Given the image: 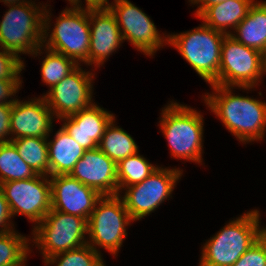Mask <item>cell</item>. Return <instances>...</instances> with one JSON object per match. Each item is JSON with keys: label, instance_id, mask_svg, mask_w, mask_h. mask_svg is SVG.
I'll return each mask as SVG.
<instances>
[{"label": "cell", "instance_id": "1", "mask_svg": "<svg viewBox=\"0 0 266 266\" xmlns=\"http://www.w3.org/2000/svg\"><path fill=\"white\" fill-rule=\"evenodd\" d=\"M211 93L203 95L204 103L240 143L264 140L266 102L249 96L235 95L233 87L210 85Z\"/></svg>", "mask_w": 266, "mask_h": 266}, {"label": "cell", "instance_id": "15", "mask_svg": "<svg viewBox=\"0 0 266 266\" xmlns=\"http://www.w3.org/2000/svg\"><path fill=\"white\" fill-rule=\"evenodd\" d=\"M53 116L43 96L28 101L17 99L12 104L10 141L21 137L47 138L53 132Z\"/></svg>", "mask_w": 266, "mask_h": 266}, {"label": "cell", "instance_id": "37", "mask_svg": "<svg viewBox=\"0 0 266 266\" xmlns=\"http://www.w3.org/2000/svg\"><path fill=\"white\" fill-rule=\"evenodd\" d=\"M262 66H263V71L266 75V47L265 50L262 52Z\"/></svg>", "mask_w": 266, "mask_h": 266}, {"label": "cell", "instance_id": "2", "mask_svg": "<svg viewBox=\"0 0 266 266\" xmlns=\"http://www.w3.org/2000/svg\"><path fill=\"white\" fill-rule=\"evenodd\" d=\"M260 212L252 209L230 220L204 243L199 266H232L262 237Z\"/></svg>", "mask_w": 266, "mask_h": 266}, {"label": "cell", "instance_id": "19", "mask_svg": "<svg viewBox=\"0 0 266 266\" xmlns=\"http://www.w3.org/2000/svg\"><path fill=\"white\" fill-rule=\"evenodd\" d=\"M54 139L47 137L49 155V176L70 174L75 164L84 155L83 149L61 126L54 134Z\"/></svg>", "mask_w": 266, "mask_h": 266}, {"label": "cell", "instance_id": "12", "mask_svg": "<svg viewBox=\"0 0 266 266\" xmlns=\"http://www.w3.org/2000/svg\"><path fill=\"white\" fill-rule=\"evenodd\" d=\"M12 217L24 215L36 226L51 210V183L49 176L37 174L30 179L0 184Z\"/></svg>", "mask_w": 266, "mask_h": 266}, {"label": "cell", "instance_id": "25", "mask_svg": "<svg viewBox=\"0 0 266 266\" xmlns=\"http://www.w3.org/2000/svg\"><path fill=\"white\" fill-rule=\"evenodd\" d=\"M36 175L32 168L21 158L11 141L0 143V184L8 181L30 179Z\"/></svg>", "mask_w": 266, "mask_h": 266}, {"label": "cell", "instance_id": "29", "mask_svg": "<svg viewBox=\"0 0 266 266\" xmlns=\"http://www.w3.org/2000/svg\"><path fill=\"white\" fill-rule=\"evenodd\" d=\"M24 60L16 54L0 48V80H12L20 78L25 68Z\"/></svg>", "mask_w": 266, "mask_h": 266}, {"label": "cell", "instance_id": "24", "mask_svg": "<svg viewBox=\"0 0 266 266\" xmlns=\"http://www.w3.org/2000/svg\"><path fill=\"white\" fill-rule=\"evenodd\" d=\"M21 158L39 175L49 176L47 138L21 137L11 140Z\"/></svg>", "mask_w": 266, "mask_h": 266}, {"label": "cell", "instance_id": "18", "mask_svg": "<svg viewBox=\"0 0 266 266\" xmlns=\"http://www.w3.org/2000/svg\"><path fill=\"white\" fill-rule=\"evenodd\" d=\"M114 114L95 102L71 116L61 118L62 127L85 150L98 147L105 128Z\"/></svg>", "mask_w": 266, "mask_h": 266}, {"label": "cell", "instance_id": "17", "mask_svg": "<svg viewBox=\"0 0 266 266\" xmlns=\"http://www.w3.org/2000/svg\"><path fill=\"white\" fill-rule=\"evenodd\" d=\"M89 66L98 69L124 43L116 17L110 9H89Z\"/></svg>", "mask_w": 266, "mask_h": 266}, {"label": "cell", "instance_id": "32", "mask_svg": "<svg viewBox=\"0 0 266 266\" xmlns=\"http://www.w3.org/2000/svg\"><path fill=\"white\" fill-rule=\"evenodd\" d=\"M9 205L0 186V234L15 230Z\"/></svg>", "mask_w": 266, "mask_h": 266}, {"label": "cell", "instance_id": "20", "mask_svg": "<svg viewBox=\"0 0 266 266\" xmlns=\"http://www.w3.org/2000/svg\"><path fill=\"white\" fill-rule=\"evenodd\" d=\"M254 2L255 0H227L207 7L198 18L215 31L230 35L231 30L245 19Z\"/></svg>", "mask_w": 266, "mask_h": 266}, {"label": "cell", "instance_id": "11", "mask_svg": "<svg viewBox=\"0 0 266 266\" xmlns=\"http://www.w3.org/2000/svg\"><path fill=\"white\" fill-rule=\"evenodd\" d=\"M111 4L109 9L116 17L123 41H129L149 57L168 45V35L163 33L162 36L150 17L136 5L129 0H116Z\"/></svg>", "mask_w": 266, "mask_h": 266}, {"label": "cell", "instance_id": "26", "mask_svg": "<svg viewBox=\"0 0 266 266\" xmlns=\"http://www.w3.org/2000/svg\"><path fill=\"white\" fill-rule=\"evenodd\" d=\"M159 166L148 162L139 152L117 163L118 194L124 188L140 183L148 178Z\"/></svg>", "mask_w": 266, "mask_h": 266}, {"label": "cell", "instance_id": "3", "mask_svg": "<svg viewBox=\"0 0 266 266\" xmlns=\"http://www.w3.org/2000/svg\"><path fill=\"white\" fill-rule=\"evenodd\" d=\"M160 114L159 128L172 158L202 164L204 119L200 111L172 100Z\"/></svg>", "mask_w": 266, "mask_h": 266}, {"label": "cell", "instance_id": "16", "mask_svg": "<svg viewBox=\"0 0 266 266\" xmlns=\"http://www.w3.org/2000/svg\"><path fill=\"white\" fill-rule=\"evenodd\" d=\"M70 175L101 196L118 194L117 163L98 147L85 150Z\"/></svg>", "mask_w": 266, "mask_h": 266}, {"label": "cell", "instance_id": "36", "mask_svg": "<svg viewBox=\"0 0 266 266\" xmlns=\"http://www.w3.org/2000/svg\"><path fill=\"white\" fill-rule=\"evenodd\" d=\"M28 0H0V2H4L6 6L8 5H13V4H18V3H24Z\"/></svg>", "mask_w": 266, "mask_h": 266}, {"label": "cell", "instance_id": "33", "mask_svg": "<svg viewBox=\"0 0 266 266\" xmlns=\"http://www.w3.org/2000/svg\"><path fill=\"white\" fill-rule=\"evenodd\" d=\"M11 113L12 104H0V143L10 142Z\"/></svg>", "mask_w": 266, "mask_h": 266}, {"label": "cell", "instance_id": "31", "mask_svg": "<svg viewBox=\"0 0 266 266\" xmlns=\"http://www.w3.org/2000/svg\"><path fill=\"white\" fill-rule=\"evenodd\" d=\"M22 79L0 80V104H13L18 98L16 93L22 87ZM13 96L15 98H13ZM10 98V99H9ZM8 99V100H7Z\"/></svg>", "mask_w": 266, "mask_h": 266}, {"label": "cell", "instance_id": "8", "mask_svg": "<svg viewBox=\"0 0 266 266\" xmlns=\"http://www.w3.org/2000/svg\"><path fill=\"white\" fill-rule=\"evenodd\" d=\"M87 229L85 218L51 208L43 220L33 226L32 242L45 262L53 255L87 244Z\"/></svg>", "mask_w": 266, "mask_h": 266}, {"label": "cell", "instance_id": "28", "mask_svg": "<svg viewBox=\"0 0 266 266\" xmlns=\"http://www.w3.org/2000/svg\"><path fill=\"white\" fill-rule=\"evenodd\" d=\"M102 253L96 252L88 243L69 251L61 252L48 258L45 266H102Z\"/></svg>", "mask_w": 266, "mask_h": 266}, {"label": "cell", "instance_id": "27", "mask_svg": "<svg viewBox=\"0 0 266 266\" xmlns=\"http://www.w3.org/2000/svg\"><path fill=\"white\" fill-rule=\"evenodd\" d=\"M16 230L0 234V266H25L27 256L32 253L30 243Z\"/></svg>", "mask_w": 266, "mask_h": 266}, {"label": "cell", "instance_id": "10", "mask_svg": "<svg viewBox=\"0 0 266 266\" xmlns=\"http://www.w3.org/2000/svg\"><path fill=\"white\" fill-rule=\"evenodd\" d=\"M182 174L183 170L180 168L158 167L144 181L124 188V195H119L133 222L148 216L169 196L172 197L171 194Z\"/></svg>", "mask_w": 266, "mask_h": 266}, {"label": "cell", "instance_id": "4", "mask_svg": "<svg viewBox=\"0 0 266 266\" xmlns=\"http://www.w3.org/2000/svg\"><path fill=\"white\" fill-rule=\"evenodd\" d=\"M51 17L49 9L45 8L42 46L61 53L78 64L84 62L85 65H89V9L72 5L66 7L56 18L54 28H50Z\"/></svg>", "mask_w": 266, "mask_h": 266}, {"label": "cell", "instance_id": "5", "mask_svg": "<svg viewBox=\"0 0 266 266\" xmlns=\"http://www.w3.org/2000/svg\"><path fill=\"white\" fill-rule=\"evenodd\" d=\"M39 5L32 0L8 5L0 21V48L22 59L19 53L31 56L42 45L44 11L49 5Z\"/></svg>", "mask_w": 266, "mask_h": 266}, {"label": "cell", "instance_id": "34", "mask_svg": "<svg viewBox=\"0 0 266 266\" xmlns=\"http://www.w3.org/2000/svg\"><path fill=\"white\" fill-rule=\"evenodd\" d=\"M86 7L82 6L81 0H73L70 5L78 8H86V9H109L112 4L109 3V0H84ZM116 0H113L114 3ZM82 6V7H81Z\"/></svg>", "mask_w": 266, "mask_h": 266}, {"label": "cell", "instance_id": "23", "mask_svg": "<svg viewBox=\"0 0 266 266\" xmlns=\"http://www.w3.org/2000/svg\"><path fill=\"white\" fill-rule=\"evenodd\" d=\"M42 50L45 51L46 56H44L45 58L41 62L40 71L42 82L48 85L49 89L58 84L80 65L75 60L42 45L31 56L39 57L41 54L43 55L44 52Z\"/></svg>", "mask_w": 266, "mask_h": 266}, {"label": "cell", "instance_id": "13", "mask_svg": "<svg viewBox=\"0 0 266 266\" xmlns=\"http://www.w3.org/2000/svg\"><path fill=\"white\" fill-rule=\"evenodd\" d=\"M80 66L42 95L54 118L71 116L94 103L92 82L95 73L86 72Z\"/></svg>", "mask_w": 266, "mask_h": 266}, {"label": "cell", "instance_id": "14", "mask_svg": "<svg viewBox=\"0 0 266 266\" xmlns=\"http://www.w3.org/2000/svg\"><path fill=\"white\" fill-rule=\"evenodd\" d=\"M51 208L85 218L87 221L101 195L70 174L49 176Z\"/></svg>", "mask_w": 266, "mask_h": 266}, {"label": "cell", "instance_id": "38", "mask_svg": "<svg viewBox=\"0 0 266 266\" xmlns=\"http://www.w3.org/2000/svg\"><path fill=\"white\" fill-rule=\"evenodd\" d=\"M261 231H262V237H264L266 239V227L264 228L262 226Z\"/></svg>", "mask_w": 266, "mask_h": 266}, {"label": "cell", "instance_id": "35", "mask_svg": "<svg viewBox=\"0 0 266 266\" xmlns=\"http://www.w3.org/2000/svg\"><path fill=\"white\" fill-rule=\"evenodd\" d=\"M227 0H188L190 4L197 5V9L195 11L196 18L209 6L214 4H218L220 2H224ZM199 5V6H198Z\"/></svg>", "mask_w": 266, "mask_h": 266}, {"label": "cell", "instance_id": "30", "mask_svg": "<svg viewBox=\"0 0 266 266\" xmlns=\"http://www.w3.org/2000/svg\"><path fill=\"white\" fill-rule=\"evenodd\" d=\"M232 266H266V239L261 237Z\"/></svg>", "mask_w": 266, "mask_h": 266}, {"label": "cell", "instance_id": "7", "mask_svg": "<svg viewBox=\"0 0 266 266\" xmlns=\"http://www.w3.org/2000/svg\"><path fill=\"white\" fill-rule=\"evenodd\" d=\"M132 221L119 194L103 195L87 221V243L96 252L101 253L100 247L117 256L127 236V226Z\"/></svg>", "mask_w": 266, "mask_h": 266}, {"label": "cell", "instance_id": "6", "mask_svg": "<svg viewBox=\"0 0 266 266\" xmlns=\"http://www.w3.org/2000/svg\"><path fill=\"white\" fill-rule=\"evenodd\" d=\"M225 36L202 23L193 30L168 34V44L178 50L205 82L218 85L221 46Z\"/></svg>", "mask_w": 266, "mask_h": 266}, {"label": "cell", "instance_id": "9", "mask_svg": "<svg viewBox=\"0 0 266 266\" xmlns=\"http://www.w3.org/2000/svg\"><path fill=\"white\" fill-rule=\"evenodd\" d=\"M264 74L260 51L243 45L231 35L224 37L218 85L249 91L262 81Z\"/></svg>", "mask_w": 266, "mask_h": 266}, {"label": "cell", "instance_id": "22", "mask_svg": "<svg viewBox=\"0 0 266 266\" xmlns=\"http://www.w3.org/2000/svg\"><path fill=\"white\" fill-rule=\"evenodd\" d=\"M115 117L105 128L98 148L111 160L118 163L120 160L137 154L138 145L132 136L122 127L115 125Z\"/></svg>", "mask_w": 266, "mask_h": 266}, {"label": "cell", "instance_id": "21", "mask_svg": "<svg viewBox=\"0 0 266 266\" xmlns=\"http://www.w3.org/2000/svg\"><path fill=\"white\" fill-rule=\"evenodd\" d=\"M232 32L235 40L262 53L266 47V1L256 0Z\"/></svg>", "mask_w": 266, "mask_h": 266}]
</instances>
